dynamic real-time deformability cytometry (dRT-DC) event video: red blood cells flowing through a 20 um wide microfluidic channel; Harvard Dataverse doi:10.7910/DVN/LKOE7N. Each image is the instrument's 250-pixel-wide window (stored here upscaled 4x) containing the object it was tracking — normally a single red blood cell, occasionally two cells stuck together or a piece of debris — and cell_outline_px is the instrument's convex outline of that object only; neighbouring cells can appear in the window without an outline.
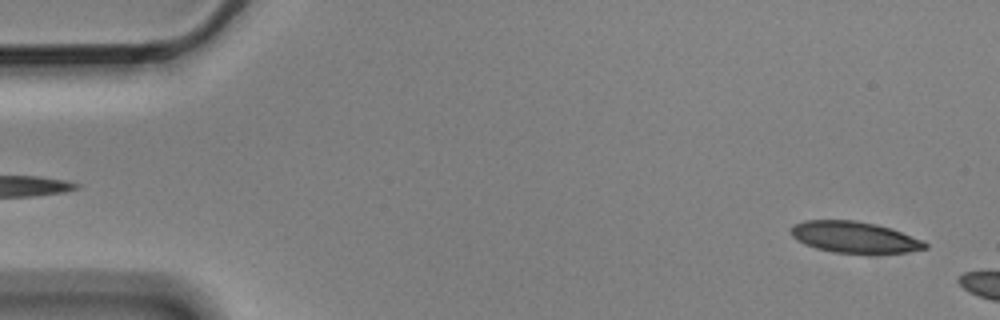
{"species": "Egyptian fruit bat (a non-hibernating species)", "species_latin": "Rousettus aegyptiacus", "temperature_condition": "cold", "stored_images_in_passage": 4, "segment_of_instrument_passage": [2, 2], "camera_frame_rate_fps": 3000, "um_per_image_px": 0.085, "animal": {"sex": "male"}, "frame": {"image": 1, "passage_image": 4, "time_ms": 1.0, "image_size_px": [1000, 320], "cell_outline_px": [[928, 248], [904, 252], [832, 252], [816, 248], [804, 244], [796, 240], [792, 236], [792, 224], [804, 220], [856, 220], [876, 224], [892, 228], [924, 240], [928, 244]], "centroid_in_image_um": [72.62, 20.14], "position_along_channel_um": 12.4, "area_um2": 24.33}}